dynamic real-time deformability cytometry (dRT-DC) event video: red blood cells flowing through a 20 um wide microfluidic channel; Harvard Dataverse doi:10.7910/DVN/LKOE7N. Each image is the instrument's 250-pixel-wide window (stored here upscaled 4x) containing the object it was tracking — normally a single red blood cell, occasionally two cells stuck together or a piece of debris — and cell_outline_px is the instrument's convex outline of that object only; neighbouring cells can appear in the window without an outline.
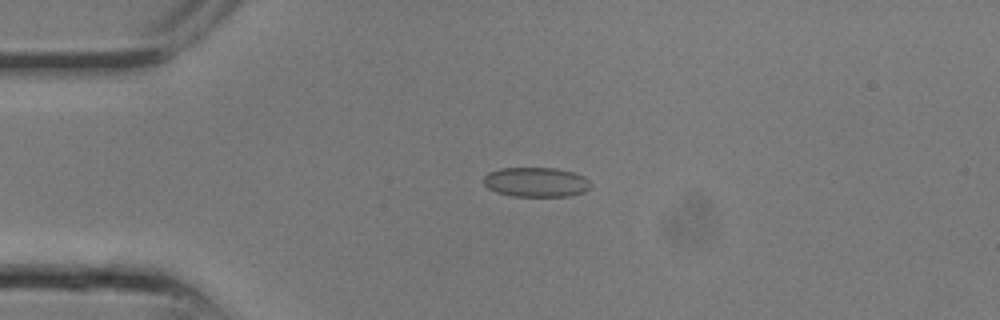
{"species": "common noctule bat (a hibernating species)", "species_latin": "Nyctalus noctula", "temperature_condition": "room temperature", "stored_images_in_passage": 9, "camera_frame_rate_fps": 3000, "um_per_image_px": 0.085, "animal": {"sex": "male", "body_mass_g": 13.3}, "frame": {"image": 1, "passage_image": 6, "time_ms": 1.667, "image_size_px": [1000, 320], "cell_outline_px": [[588, 188], [584, 192], [568, 196], [512, 196], [496, 192], [488, 188], [484, 184], [484, 176], [488, 172], [500, 168], [556, 168], [572, 172], [584, 176], [588, 180]], "centroid_in_image_um": [45.52, 15.48], "position_along_channel_um": 39.5, "area_um2": 18.38}}
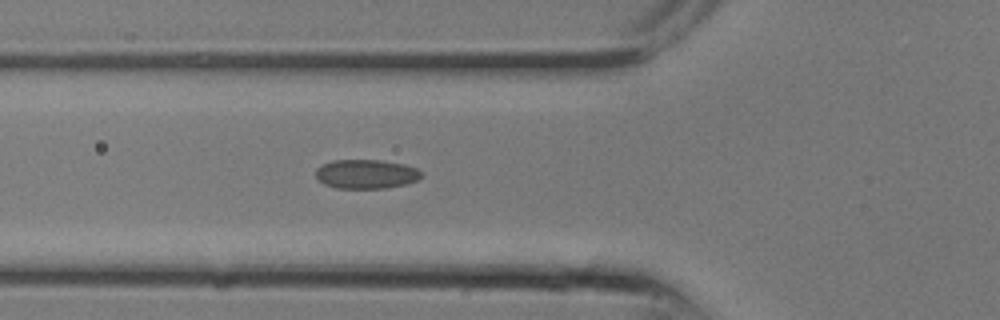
{"frame": {"image": 2, "passage_image": 9, "time_ms": 2.667, "image_size_px": [1000, 320], "cell_outline_px": [[424, 176], [416, 180], [404, 184], [388, 188], [336, 188], [324, 184], [316, 176], [316, 168], [320, 164], [332, 160], [380, 160], [404, 164], [416, 168], [424, 172]], "centroid_in_image_um": [31.13, 14.78], "position_along_channel_um": 94.7, "area_um2": 18.09}}